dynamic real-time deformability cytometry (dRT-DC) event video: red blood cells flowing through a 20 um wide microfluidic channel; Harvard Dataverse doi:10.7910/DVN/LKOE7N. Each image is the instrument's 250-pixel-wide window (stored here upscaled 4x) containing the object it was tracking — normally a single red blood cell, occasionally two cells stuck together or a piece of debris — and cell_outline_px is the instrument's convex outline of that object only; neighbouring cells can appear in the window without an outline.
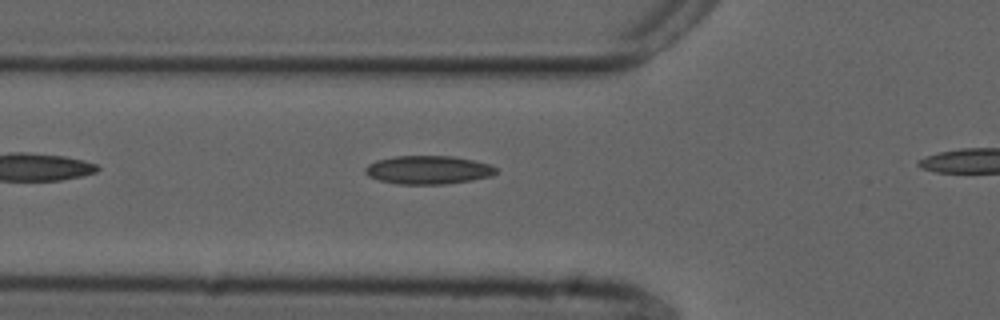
{"species": "common noctule bat (a hibernating species)", "species_latin": "Nyctalus noctula", "temperature_condition": "cold", "stored_images_in_passage": 30, "camera_frame_rate_fps": 3000, "um_per_image_px": 0.085, "animal": {"sex": "male", "forearm_length_mm": 52.5}, "frame": {"image": 1, "passage_image": 2, "time_ms": 0.333, "image_size_px": [1000, 320], "cell_outline_px": [[496, 172], [492, 176], [472, 180], [444, 184], [396, 184], [380, 180], [368, 176], [364, 172], [364, 168], [368, 164], [376, 160], [392, 156], [452, 156], [472, 160], [488, 164], [496, 168]], "centroid_in_image_um": [36.35, 14.44], "position_along_channel_um": 89.4, "area_um2": 21.68}}
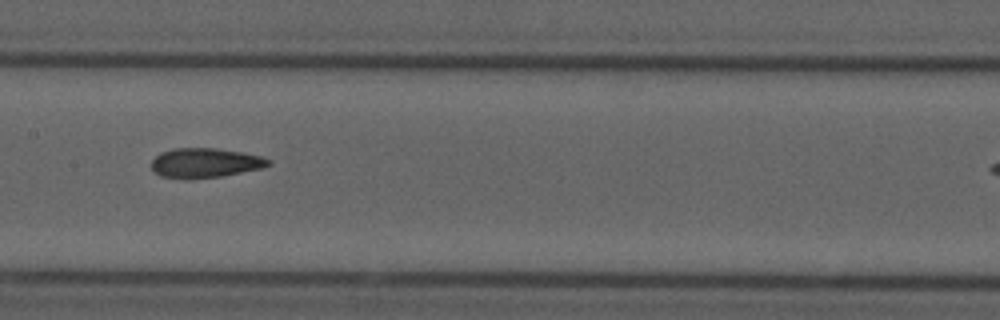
{"frame": {"image": 2, "passage_image": 10, "time_ms": 3.0, "image_size_px": [1000, 320], "cell_outline_px": [[272, 164], [260, 168], [220, 176], [192, 180], [188, 180], [160, 176], [152, 168], [152, 160], [160, 152], [172, 148], [216, 148], [240, 152], [260, 156], [272, 160]], "centroid_in_image_um": [17.4, 13.85], "position_along_channel_um": 190.0, "area_um2": 20.23}}
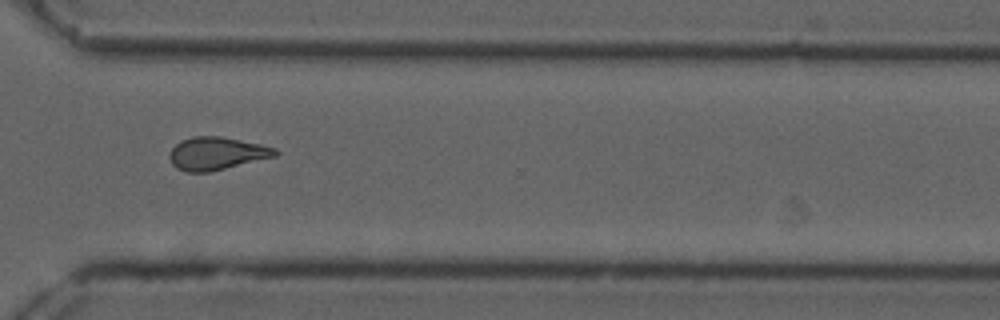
{"frame": {"image": 3, "passage_image": 23, "time_ms": 7.333, "image_size_px": [1000, 320], "cell_outline_px": [[280, 152], [276, 156], [208, 172], [188, 172], [176, 168], [172, 164], [168, 156], [168, 152], [180, 140], [192, 136], [220, 136], [260, 144], [276, 148]], "centroid_in_image_um": [18.38, 13.03], "position_along_channel_um": 352.2, "area_um2": 20.23}}